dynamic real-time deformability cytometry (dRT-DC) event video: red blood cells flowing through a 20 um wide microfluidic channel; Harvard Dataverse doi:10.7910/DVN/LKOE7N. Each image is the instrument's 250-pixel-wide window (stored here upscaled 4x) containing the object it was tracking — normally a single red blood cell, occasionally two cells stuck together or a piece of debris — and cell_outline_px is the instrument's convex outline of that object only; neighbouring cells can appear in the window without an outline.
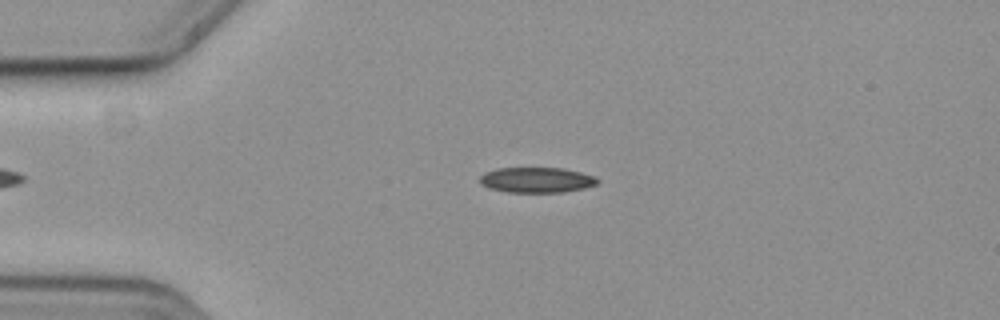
{"species": "common noctule bat (a hibernating species)", "species_latin": "Nyctalus noctula", "temperature_condition": "cold", "stored_images_in_passage": 51, "camera_frame_rate_fps": 3000, "um_per_image_px": 0.085, "animal": {"sex": "female", "body_mass_g": 19.3, "forearm_length_mm": 54.1}, "frame": {"image": 1, "passage_image": 8, "time_ms": 2.333, "image_size_px": [1000, 320], "cell_outline_px": [[600, 180], [596, 184], [584, 188], [564, 192], [508, 192], [488, 188], [480, 184], [480, 176], [484, 172], [496, 168], [564, 168], [580, 172], [592, 176]], "centroid_in_image_um": [45.57, 15.29], "position_along_channel_um": 39.4, "area_um2": 17.4}}
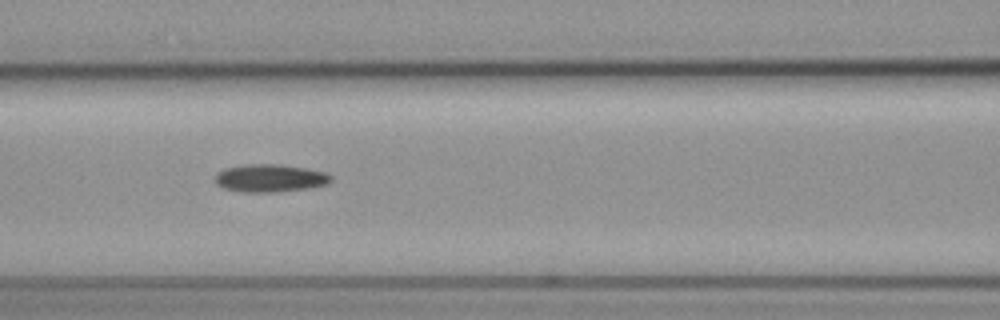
{"frame": {"image": 2, "passage_image": 19, "time_ms": 6.0, "image_size_px": [1000, 320], "cell_outline_px": [[332, 180], [328, 184], [312, 188], [276, 192], [240, 192], [224, 188], [216, 184], [216, 172], [224, 168], [244, 164], [276, 164], [304, 168], [324, 172], [332, 176]], "centroid_in_image_um": [22.94, 15.15], "position_along_channel_um": 143.7, "area_um2": 18.9}}
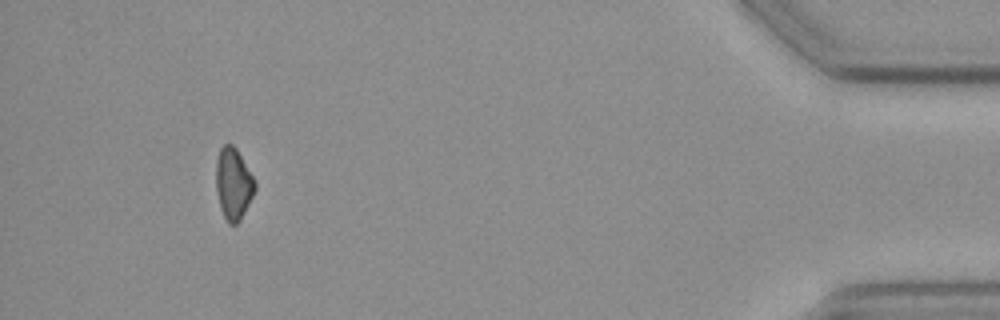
{"frame": {"image": 3, "passage_image": 47, "time_ms": 15.333, "image_size_px": [1000, 320], "cell_outline_px": [[256, 188], [240, 220], [236, 224], [228, 224], [224, 216], [220, 204], [216, 188], [216, 160], [220, 148], [224, 144], [232, 144], [236, 148], [252, 176], [256, 184]], "centroid_in_image_um": [19.82, 15.6], "position_along_channel_um": 415.4, "area_um2": 15.9}, "authors_computed_cell_mechanics": {"area_um2": 17.5712, "velocity_mm_per_s": 3.673, "shape_relaxation_time_tau1_ms": 7.9813, "shape_relaxation_time_tau2_ms": null, "deformation_change_tau1": 0.1141, "deformation_change_tau2": null}}